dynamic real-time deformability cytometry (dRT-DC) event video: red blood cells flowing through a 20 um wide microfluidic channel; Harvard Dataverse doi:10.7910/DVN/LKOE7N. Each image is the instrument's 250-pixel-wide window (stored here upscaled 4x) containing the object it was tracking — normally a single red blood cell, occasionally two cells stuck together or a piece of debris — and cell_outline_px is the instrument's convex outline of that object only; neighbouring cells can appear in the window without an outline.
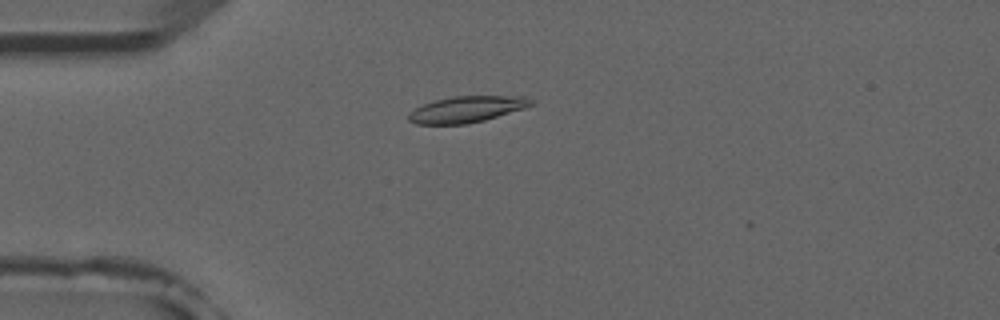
{"species": "common noctule bat (a hibernating species)", "species_latin": "Nyctalus noctula", "temperature_condition": "room temperature", "stored_images_in_passage": 5, "camera_frame_rate_fps": 3000, "um_per_image_px": 0.085, "animal": {"sex": "male", "forearm_length_mm": 52.5}, "frame": {"image": 1, "passage_image": 3, "time_ms": 2.333, "image_size_px": [1000, 320], "cell_outline_px": [[536, 104], [524, 108], [484, 120], [468, 124], [416, 124], [408, 120], [408, 112], [424, 104], [436, 100], [452, 96], [524, 96], [536, 100]], "centroid_in_image_um": [39.71, 9.28], "position_along_channel_um": 45.3, "area_um2": 18.79}}
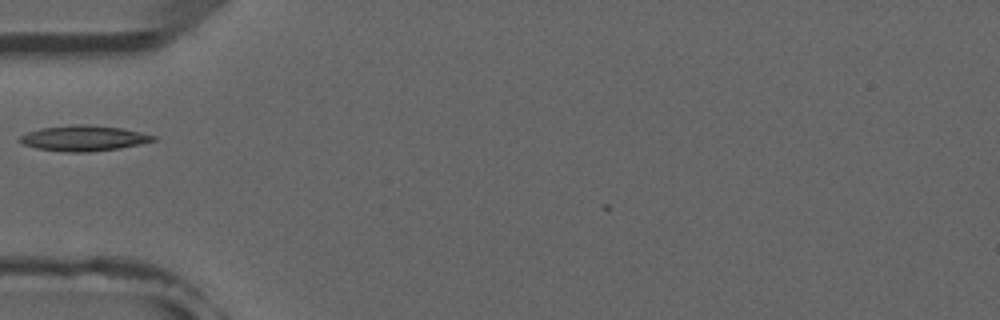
{"frame": {"image": 2, "passage_image": 4, "time_ms": 3.667, "image_size_px": [1000, 320], "cell_outline_px": [[156, 140], [140, 144], [120, 148], [88, 152], [68, 152], [36, 148], [24, 144], [20, 140], [20, 136], [28, 132], [40, 128], [72, 124], [84, 124], [120, 128], [140, 132], [156, 136]], "centroid_in_image_um": [7.12, 11.74], "position_along_channel_um": 77.9, "area_um2": 19.65}}